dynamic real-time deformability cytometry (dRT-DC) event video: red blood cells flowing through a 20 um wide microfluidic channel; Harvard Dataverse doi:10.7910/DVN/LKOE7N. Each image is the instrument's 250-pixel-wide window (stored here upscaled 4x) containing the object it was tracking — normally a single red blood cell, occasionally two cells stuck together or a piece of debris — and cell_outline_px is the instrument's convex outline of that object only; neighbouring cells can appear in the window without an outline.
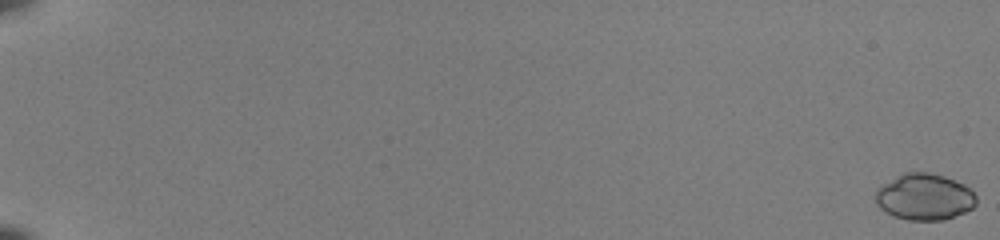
{"species": "common noctule bat (a hibernating species)", "species_latin": "Nyctalus noctula", "temperature_condition": "room temperature", "stored_images_in_passage": 23, "camera_frame_rate_fps": 3000, "um_per_image_px": 0.085, "animal": {"sex": "female", "body_mass_g": 22.0, "forearm_length_mm": 56.7}, "frame": {"image": 1, "passage_image": 1, "time_ms": 0.0, "image_size_px": [1000, 240], "cell_outline_px": [[976, 204], [972, 208], [964, 212], [944, 220], [908, 220], [892, 216], [880, 208], [876, 204], [876, 192], [884, 184], [896, 176], [904, 172], [928, 172], [944, 176], [964, 184], [972, 188], [976, 196]], "centroid_in_image_um": [78.6, 16.74], "position_along_channel_um": 6.4, "area_um2": 27.28}}
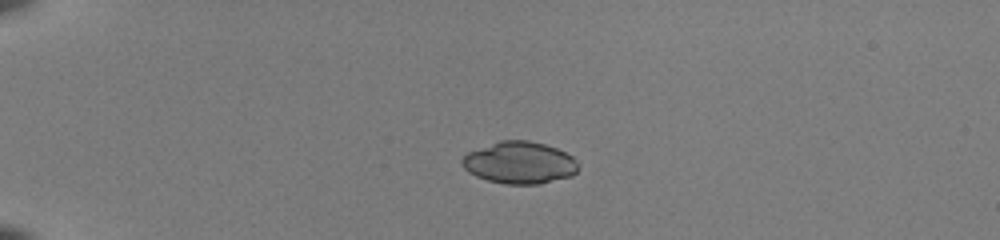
{"frame": {"image": 2, "passage_image": 16, "time_ms": 5.0, "image_size_px": [1000, 240], "cell_outline_px": [[580, 168], [572, 176], [540, 184], [504, 184], [488, 180], [476, 176], [468, 172], [460, 164], [460, 160], [468, 152], [500, 140], [528, 140], [544, 144], [556, 148], [572, 156], [580, 164]], "centroid_in_image_um": [44.17, 13.84], "position_along_channel_um": 40.8, "area_um2": 28.67}}